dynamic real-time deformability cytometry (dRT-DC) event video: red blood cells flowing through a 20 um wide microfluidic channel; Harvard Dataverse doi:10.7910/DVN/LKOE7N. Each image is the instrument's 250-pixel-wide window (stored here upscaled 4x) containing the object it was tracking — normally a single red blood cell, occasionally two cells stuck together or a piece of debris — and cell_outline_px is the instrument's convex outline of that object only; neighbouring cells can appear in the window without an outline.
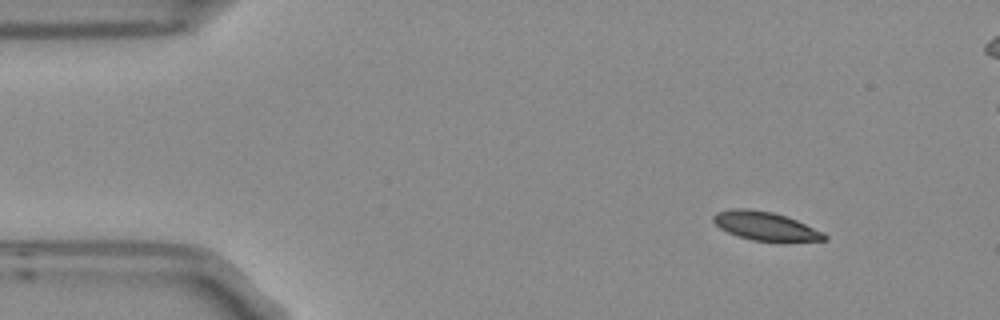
{"species": "Egyptian fruit bat (a non-hibernating species)", "species_latin": "Rousettus aegyptiacus", "temperature_condition": "room temperature", "stored_images_in_passage": 5, "camera_frame_rate_fps": 3000, "um_per_image_px": 0.085, "frame": {"image": 1, "passage_image": 1, "time_ms": 0.0, "image_size_px": [1000, 320], "cell_outline_px": [[828, 240], [752, 240], [728, 232], [720, 228], [712, 220], [712, 216], [716, 212], [732, 208], [748, 208], [772, 212], [796, 220], [824, 232], [828, 236]], "centroid_in_image_um": [65.02, 19.18], "position_along_channel_um": 20.0, "area_um2": 18.09}}